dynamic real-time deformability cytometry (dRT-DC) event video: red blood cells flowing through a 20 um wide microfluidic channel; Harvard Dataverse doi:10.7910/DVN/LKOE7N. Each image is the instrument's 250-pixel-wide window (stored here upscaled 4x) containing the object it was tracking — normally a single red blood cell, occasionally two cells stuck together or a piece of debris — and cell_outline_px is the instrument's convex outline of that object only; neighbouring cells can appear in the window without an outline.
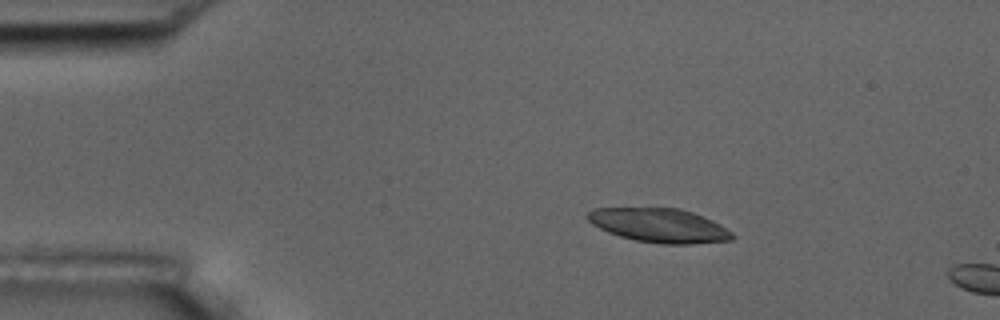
{"species": "common noctule bat (a hibernating species)", "species_latin": "Nyctalus noctula", "temperature_condition": "room temperature", "stored_images_in_passage": 3, "camera_frame_rate_fps": 3000, "um_per_image_px": 0.085, "animal": {"sex": "male", "body_mass_g": 17.5, "forearm_length_mm": 52.3}, "frame": {"image": 1, "passage_image": 2, "time_ms": 2.0, "image_size_px": [1000, 320], "cell_outline_px": [[736, 236], [732, 240], [692, 244], [660, 244], [636, 240], [620, 236], [608, 232], [592, 224], [584, 216], [592, 208], [680, 208], [692, 212], [712, 220], [720, 224], [732, 232]], "centroid_in_image_um": [56.04, 19.16], "position_along_channel_um": 29.0, "area_um2": 28.78}}